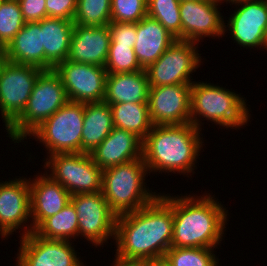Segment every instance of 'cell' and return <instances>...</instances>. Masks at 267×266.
<instances>
[{"label": "cell", "instance_id": "cell-8", "mask_svg": "<svg viewBox=\"0 0 267 266\" xmlns=\"http://www.w3.org/2000/svg\"><path fill=\"white\" fill-rule=\"evenodd\" d=\"M48 157L44 162V169L50 170L47 175L59 182L71 196L101 191L103 170L90 154L60 153Z\"/></svg>", "mask_w": 267, "mask_h": 266}, {"label": "cell", "instance_id": "cell-40", "mask_svg": "<svg viewBox=\"0 0 267 266\" xmlns=\"http://www.w3.org/2000/svg\"><path fill=\"white\" fill-rule=\"evenodd\" d=\"M221 1H225L226 3H228V2H232V1H235V0H221Z\"/></svg>", "mask_w": 267, "mask_h": 266}, {"label": "cell", "instance_id": "cell-27", "mask_svg": "<svg viewBox=\"0 0 267 266\" xmlns=\"http://www.w3.org/2000/svg\"><path fill=\"white\" fill-rule=\"evenodd\" d=\"M78 214L70 201L57 214L46 218L33 232L44 239L66 240L78 237Z\"/></svg>", "mask_w": 267, "mask_h": 266}, {"label": "cell", "instance_id": "cell-1", "mask_svg": "<svg viewBox=\"0 0 267 266\" xmlns=\"http://www.w3.org/2000/svg\"><path fill=\"white\" fill-rule=\"evenodd\" d=\"M163 194L134 212L117 216L116 258L149 262L163 259L173 238L172 197Z\"/></svg>", "mask_w": 267, "mask_h": 266}, {"label": "cell", "instance_id": "cell-26", "mask_svg": "<svg viewBox=\"0 0 267 266\" xmlns=\"http://www.w3.org/2000/svg\"><path fill=\"white\" fill-rule=\"evenodd\" d=\"M112 109L115 128L134 133L142 141L152 129L148 103H115Z\"/></svg>", "mask_w": 267, "mask_h": 266}, {"label": "cell", "instance_id": "cell-25", "mask_svg": "<svg viewBox=\"0 0 267 266\" xmlns=\"http://www.w3.org/2000/svg\"><path fill=\"white\" fill-rule=\"evenodd\" d=\"M113 128L112 109L109 104L104 101L84 103L81 153L91 154Z\"/></svg>", "mask_w": 267, "mask_h": 266}, {"label": "cell", "instance_id": "cell-13", "mask_svg": "<svg viewBox=\"0 0 267 266\" xmlns=\"http://www.w3.org/2000/svg\"><path fill=\"white\" fill-rule=\"evenodd\" d=\"M54 71L60 76L69 101L103 102L107 71L104 67L66 60Z\"/></svg>", "mask_w": 267, "mask_h": 266}, {"label": "cell", "instance_id": "cell-39", "mask_svg": "<svg viewBox=\"0 0 267 266\" xmlns=\"http://www.w3.org/2000/svg\"><path fill=\"white\" fill-rule=\"evenodd\" d=\"M149 266H169L164 259L150 261Z\"/></svg>", "mask_w": 267, "mask_h": 266}, {"label": "cell", "instance_id": "cell-35", "mask_svg": "<svg viewBox=\"0 0 267 266\" xmlns=\"http://www.w3.org/2000/svg\"><path fill=\"white\" fill-rule=\"evenodd\" d=\"M77 0H46V17L73 21Z\"/></svg>", "mask_w": 267, "mask_h": 266}, {"label": "cell", "instance_id": "cell-32", "mask_svg": "<svg viewBox=\"0 0 267 266\" xmlns=\"http://www.w3.org/2000/svg\"><path fill=\"white\" fill-rule=\"evenodd\" d=\"M104 68L107 74L131 73L143 70L134 52V48L124 45H110Z\"/></svg>", "mask_w": 267, "mask_h": 266}, {"label": "cell", "instance_id": "cell-33", "mask_svg": "<svg viewBox=\"0 0 267 266\" xmlns=\"http://www.w3.org/2000/svg\"><path fill=\"white\" fill-rule=\"evenodd\" d=\"M147 16V0H112L111 21L137 23Z\"/></svg>", "mask_w": 267, "mask_h": 266}, {"label": "cell", "instance_id": "cell-38", "mask_svg": "<svg viewBox=\"0 0 267 266\" xmlns=\"http://www.w3.org/2000/svg\"><path fill=\"white\" fill-rule=\"evenodd\" d=\"M6 61V48L0 43V68Z\"/></svg>", "mask_w": 267, "mask_h": 266}, {"label": "cell", "instance_id": "cell-37", "mask_svg": "<svg viewBox=\"0 0 267 266\" xmlns=\"http://www.w3.org/2000/svg\"><path fill=\"white\" fill-rule=\"evenodd\" d=\"M111 266H149V261H125L115 257Z\"/></svg>", "mask_w": 267, "mask_h": 266}, {"label": "cell", "instance_id": "cell-16", "mask_svg": "<svg viewBox=\"0 0 267 266\" xmlns=\"http://www.w3.org/2000/svg\"><path fill=\"white\" fill-rule=\"evenodd\" d=\"M221 3V0L180 1L181 40L199 44L204 37H223L226 33L219 10Z\"/></svg>", "mask_w": 267, "mask_h": 266}, {"label": "cell", "instance_id": "cell-19", "mask_svg": "<svg viewBox=\"0 0 267 266\" xmlns=\"http://www.w3.org/2000/svg\"><path fill=\"white\" fill-rule=\"evenodd\" d=\"M111 35L108 25H75L67 60L105 67Z\"/></svg>", "mask_w": 267, "mask_h": 266}, {"label": "cell", "instance_id": "cell-14", "mask_svg": "<svg viewBox=\"0 0 267 266\" xmlns=\"http://www.w3.org/2000/svg\"><path fill=\"white\" fill-rule=\"evenodd\" d=\"M30 218L29 179L22 176L0 182V238L9 237L19 228H25L19 237L30 234L33 232L32 225L26 224L31 221Z\"/></svg>", "mask_w": 267, "mask_h": 266}, {"label": "cell", "instance_id": "cell-30", "mask_svg": "<svg viewBox=\"0 0 267 266\" xmlns=\"http://www.w3.org/2000/svg\"><path fill=\"white\" fill-rule=\"evenodd\" d=\"M112 0H77L74 25L104 26L111 22Z\"/></svg>", "mask_w": 267, "mask_h": 266}, {"label": "cell", "instance_id": "cell-18", "mask_svg": "<svg viewBox=\"0 0 267 266\" xmlns=\"http://www.w3.org/2000/svg\"><path fill=\"white\" fill-rule=\"evenodd\" d=\"M46 173V174H45ZM43 174V175H42ZM29 178L30 213L33 231L46 219L61 211L69 202L71 194L54 181L47 171Z\"/></svg>", "mask_w": 267, "mask_h": 266}, {"label": "cell", "instance_id": "cell-29", "mask_svg": "<svg viewBox=\"0 0 267 266\" xmlns=\"http://www.w3.org/2000/svg\"><path fill=\"white\" fill-rule=\"evenodd\" d=\"M147 15L156 19L177 40H181L179 0H147Z\"/></svg>", "mask_w": 267, "mask_h": 266}, {"label": "cell", "instance_id": "cell-23", "mask_svg": "<svg viewBox=\"0 0 267 266\" xmlns=\"http://www.w3.org/2000/svg\"><path fill=\"white\" fill-rule=\"evenodd\" d=\"M149 82L145 70L107 74L104 102L148 103Z\"/></svg>", "mask_w": 267, "mask_h": 266}, {"label": "cell", "instance_id": "cell-11", "mask_svg": "<svg viewBox=\"0 0 267 266\" xmlns=\"http://www.w3.org/2000/svg\"><path fill=\"white\" fill-rule=\"evenodd\" d=\"M78 214V237H84L97 248L110 238L115 240L116 218L102 192L72 195Z\"/></svg>", "mask_w": 267, "mask_h": 266}, {"label": "cell", "instance_id": "cell-34", "mask_svg": "<svg viewBox=\"0 0 267 266\" xmlns=\"http://www.w3.org/2000/svg\"><path fill=\"white\" fill-rule=\"evenodd\" d=\"M108 27L111 35L110 45L134 47L137 39L136 23L111 21Z\"/></svg>", "mask_w": 267, "mask_h": 266}, {"label": "cell", "instance_id": "cell-20", "mask_svg": "<svg viewBox=\"0 0 267 266\" xmlns=\"http://www.w3.org/2000/svg\"><path fill=\"white\" fill-rule=\"evenodd\" d=\"M143 141L134 133L113 128L110 134L90 154L102 170L142 159Z\"/></svg>", "mask_w": 267, "mask_h": 266}, {"label": "cell", "instance_id": "cell-5", "mask_svg": "<svg viewBox=\"0 0 267 266\" xmlns=\"http://www.w3.org/2000/svg\"><path fill=\"white\" fill-rule=\"evenodd\" d=\"M148 173L143 158L103 170L101 192L116 216L134 212L160 195L146 188Z\"/></svg>", "mask_w": 267, "mask_h": 266}, {"label": "cell", "instance_id": "cell-3", "mask_svg": "<svg viewBox=\"0 0 267 266\" xmlns=\"http://www.w3.org/2000/svg\"><path fill=\"white\" fill-rule=\"evenodd\" d=\"M200 131L192 123L152 126L142 147V158L149 175L164 171L186 176L191 172L194 174L204 143Z\"/></svg>", "mask_w": 267, "mask_h": 266}, {"label": "cell", "instance_id": "cell-4", "mask_svg": "<svg viewBox=\"0 0 267 266\" xmlns=\"http://www.w3.org/2000/svg\"><path fill=\"white\" fill-rule=\"evenodd\" d=\"M245 97L224 87L194 81L191 86L190 123L202 130L203 120L225 127L240 129L250 121Z\"/></svg>", "mask_w": 267, "mask_h": 266}, {"label": "cell", "instance_id": "cell-17", "mask_svg": "<svg viewBox=\"0 0 267 266\" xmlns=\"http://www.w3.org/2000/svg\"><path fill=\"white\" fill-rule=\"evenodd\" d=\"M192 84L149 87L148 109L153 126L190 123Z\"/></svg>", "mask_w": 267, "mask_h": 266}, {"label": "cell", "instance_id": "cell-22", "mask_svg": "<svg viewBox=\"0 0 267 266\" xmlns=\"http://www.w3.org/2000/svg\"><path fill=\"white\" fill-rule=\"evenodd\" d=\"M74 27L70 20L50 17L41 20L44 70H53L67 60Z\"/></svg>", "mask_w": 267, "mask_h": 266}, {"label": "cell", "instance_id": "cell-12", "mask_svg": "<svg viewBox=\"0 0 267 266\" xmlns=\"http://www.w3.org/2000/svg\"><path fill=\"white\" fill-rule=\"evenodd\" d=\"M229 3L235 4L237 9L226 20L224 32L229 30L232 40L240 47L267 50V0H235Z\"/></svg>", "mask_w": 267, "mask_h": 266}, {"label": "cell", "instance_id": "cell-9", "mask_svg": "<svg viewBox=\"0 0 267 266\" xmlns=\"http://www.w3.org/2000/svg\"><path fill=\"white\" fill-rule=\"evenodd\" d=\"M198 44L176 40L153 64L145 69L149 87L193 84V72L201 65ZM192 78V79H191Z\"/></svg>", "mask_w": 267, "mask_h": 266}, {"label": "cell", "instance_id": "cell-24", "mask_svg": "<svg viewBox=\"0 0 267 266\" xmlns=\"http://www.w3.org/2000/svg\"><path fill=\"white\" fill-rule=\"evenodd\" d=\"M6 59L12 63L33 65L44 70L41 21L24 24L7 46Z\"/></svg>", "mask_w": 267, "mask_h": 266}, {"label": "cell", "instance_id": "cell-36", "mask_svg": "<svg viewBox=\"0 0 267 266\" xmlns=\"http://www.w3.org/2000/svg\"><path fill=\"white\" fill-rule=\"evenodd\" d=\"M26 23L46 18V0H18Z\"/></svg>", "mask_w": 267, "mask_h": 266}, {"label": "cell", "instance_id": "cell-21", "mask_svg": "<svg viewBox=\"0 0 267 266\" xmlns=\"http://www.w3.org/2000/svg\"><path fill=\"white\" fill-rule=\"evenodd\" d=\"M137 39L134 52L142 69L158 60L177 40L156 19L148 15L136 23Z\"/></svg>", "mask_w": 267, "mask_h": 266}, {"label": "cell", "instance_id": "cell-10", "mask_svg": "<svg viewBox=\"0 0 267 266\" xmlns=\"http://www.w3.org/2000/svg\"><path fill=\"white\" fill-rule=\"evenodd\" d=\"M43 69L6 61L0 68V114L7 129L24 111Z\"/></svg>", "mask_w": 267, "mask_h": 266}, {"label": "cell", "instance_id": "cell-2", "mask_svg": "<svg viewBox=\"0 0 267 266\" xmlns=\"http://www.w3.org/2000/svg\"><path fill=\"white\" fill-rule=\"evenodd\" d=\"M214 196L172 195L171 247L218 248L226 231L228 210Z\"/></svg>", "mask_w": 267, "mask_h": 266}, {"label": "cell", "instance_id": "cell-15", "mask_svg": "<svg viewBox=\"0 0 267 266\" xmlns=\"http://www.w3.org/2000/svg\"><path fill=\"white\" fill-rule=\"evenodd\" d=\"M20 239L16 266H86L71 241L44 239L34 232Z\"/></svg>", "mask_w": 267, "mask_h": 266}, {"label": "cell", "instance_id": "cell-31", "mask_svg": "<svg viewBox=\"0 0 267 266\" xmlns=\"http://www.w3.org/2000/svg\"><path fill=\"white\" fill-rule=\"evenodd\" d=\"M25 23L18 0H0V43L5 48Z\"/></svg>", "mask_w": 267, "mask_h": 266}, {"label": "cell", "instance_id": "cell-28", "mask_svg": "<svg viewBox=\"0 0 267 266\" xmlns=\"http://www.w3.org/2000/svg\"><path fill=\"white\" fill-rule=\"evenodd\" d=\"M163 259L169 266H219V258L211 248L171 247Z\"/></svg>", "mask_w": 267, "mask_h": 266}, {"label": "cell", "instance_id": "cell-6", "mask_svg": "<svg viewBox=\"0 0 267 266\" xmlns=\"http://www.w3.org/2000/svg\"><path fill=\"white\" fill-rule=\"evenodd\" d=\"M69 101L60 76L44 70L37 78L23 113L6 129L14 143H20ZM22 140V141H21Z\"/></svg>", "mask_w": 267, "mask_h": 266}, {"label": "cell", "instance_id": "cell-7", "mask_svg": "<svg viewBox=\"0 0 267 266\" xmlns=\"http://www.w3.org/2000/svg\"><path fill=\"white\" fill-rule=\"evenodd\" d=\"M84 103L68 101L29 136L43 143L47 156L81 153Z\"/></svg>", "mask_w": 267, "mask_h": 266}]
</instances>
